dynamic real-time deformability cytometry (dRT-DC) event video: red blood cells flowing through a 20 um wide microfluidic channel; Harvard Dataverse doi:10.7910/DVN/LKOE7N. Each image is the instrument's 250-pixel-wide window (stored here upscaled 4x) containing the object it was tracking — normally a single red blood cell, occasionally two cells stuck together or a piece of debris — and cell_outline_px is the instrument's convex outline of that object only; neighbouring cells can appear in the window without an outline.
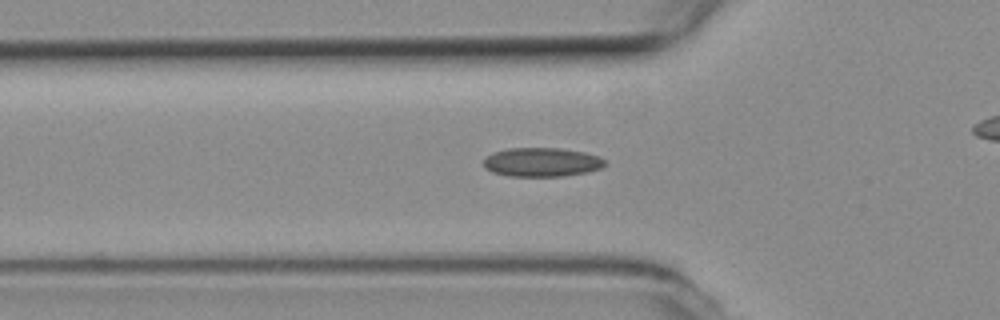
{"species": "common noctule bat (a hibernating species)", "species_latin": "Nyctalus noctula", "temperature_condition": "room temperature", "stored_images_in_passage": 43, "camera_frame_rate_fps": 3000, "um_per_image_px": 0.085, "animal": {"sex": "female", "body_mass_g": 19.3, "forearm_length_mm": 54.1}, "frame": {"image": 1, "passage_image": 17, "time_ms": 5.333, "image_size_px": [1000, 320], "cell_outline_px": [[608, 164], [600, 168], [588, 172], [564, 176], [508, 176], [492, 172], [484, 168], [484, 160], [492, 152], [508, 148], [560, 148], [584, 152], [600, 156]], "centroid_in_image_um": [46.06, 13.78], "position_along_channel_um": 79.7, "area_um2": 20.63}}
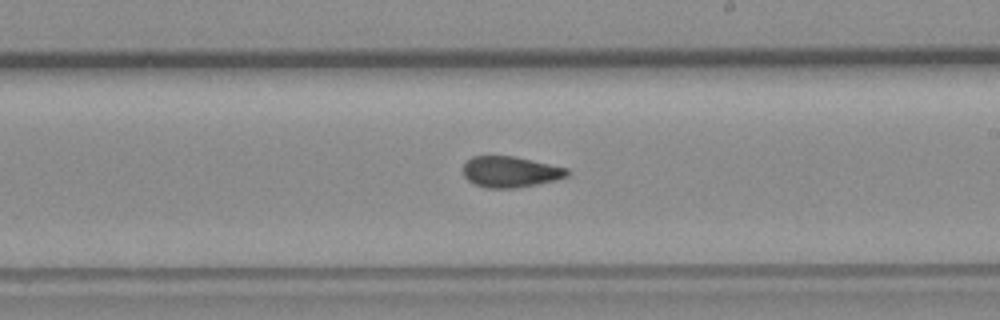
{"frame": {"image": 2, "passage_image": 30, "time_ms": 9.667, "image_size_px": [1000, 320], "cell_outline_px": [[568, 176], [556, 180], [516, 188], [484, 188], [468, 180], [464, 176], [460, 168], [472, 156], [512, 156], [568, 168]], "centroid_in_image_um": [43.34, 14.61], "position_along_channel_um": 245.7, "area_um2": 18.79}}
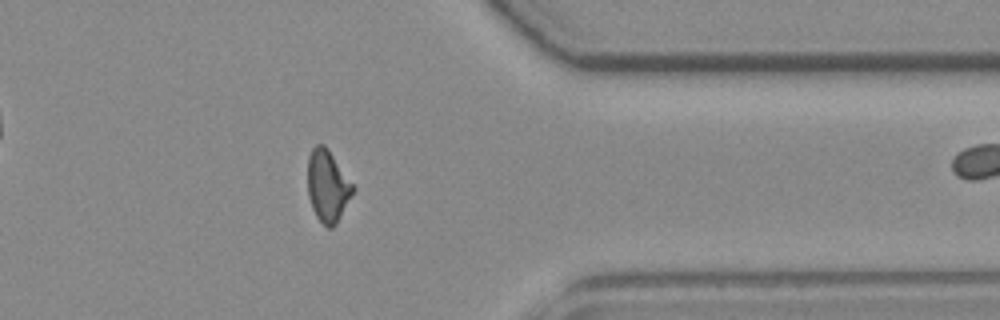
{"frame": {"image": 3, "passage_image": 42, "time_ms": 13.667, "image_size_px": [1000, 320], "cell_outline_px": [[356, 188], [336, 224], [332, 228], [328, 228], [316, 216], [312, 208], [308, 196], [308, 156], [312, 148], [316, 144], [324, 144], [328, 148]], "centroid_in_image_um": [27.85, 15.79], "position_along_channel_um": 383.6, "area_um2": 18.96}}